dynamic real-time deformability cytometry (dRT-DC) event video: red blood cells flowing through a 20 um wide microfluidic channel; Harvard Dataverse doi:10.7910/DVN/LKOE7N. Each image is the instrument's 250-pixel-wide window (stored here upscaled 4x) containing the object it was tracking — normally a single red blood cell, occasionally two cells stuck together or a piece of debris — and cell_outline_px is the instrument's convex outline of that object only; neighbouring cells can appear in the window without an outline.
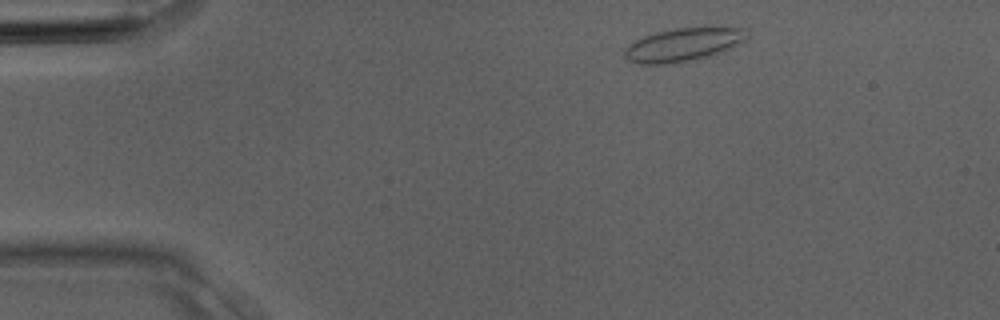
{"species": "Egyptian fruit bat (a non-hibernating species)", "species_latin": "Rousettus aegyptiacus", "temperature_condition": "room temperature", "stored_images_in_passage": 3, "camera_frame_rate_fps": 3000, "um_per_image_px": 0.085, "animal": {"sex": "male"}, "frame": {"image": 1, "passage_image": 1, "time_ms": 0.0, "image_size_px": [1000, 320], "cell_outline_px": [[748, 40], [732, 48], [696, 60], [668, 64], [640, 64], [628, 60], [624, 56], [624, 52], [628, 44], [644, 36], [656, 32], [676, 28], [704, 24], [712, 24], [744, 28]], "centroid_in_image_um": [58.16, 3.74], "position_along_channel_um": 26.8, "area_um2": 24.74}}